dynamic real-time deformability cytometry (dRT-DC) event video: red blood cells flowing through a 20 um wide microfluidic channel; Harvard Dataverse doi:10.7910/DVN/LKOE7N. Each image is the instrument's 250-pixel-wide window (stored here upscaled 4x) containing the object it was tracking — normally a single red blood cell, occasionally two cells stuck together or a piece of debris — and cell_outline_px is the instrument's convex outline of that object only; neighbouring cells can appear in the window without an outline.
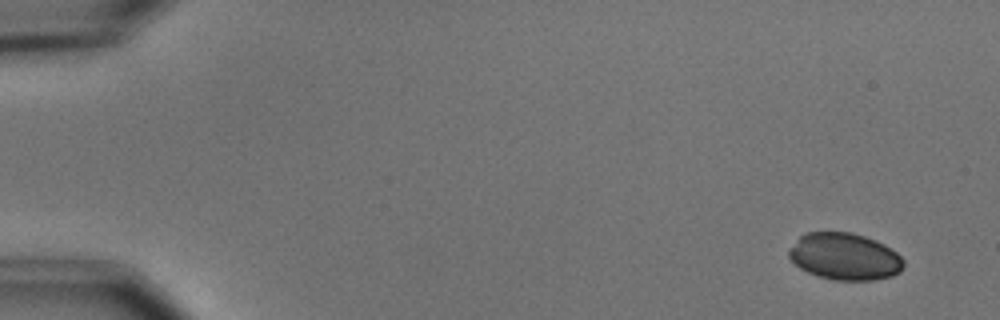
{"species": "common noctule bat (a hibernating species)", "species_latin": "Nyctalus noctula", "temperature_condition": "cold", "stored_images_in_passage": 4, "camera_frame_rate_fps": 3000, "um_per_image_px": 0.085, "animal": {"sex": "male", "body_mass_g": 15.6}, "frame": {"image": 1, "passage_image": 1, "time_ms": 0.0, "image_size_px": [1000, 320], "cell_outline_px": [[904, 268], [900, 272], [892, 276], [872, 280], [832, 280], [808, 272], [800, 268], [788, 256], [788, 252], [800, 236], [808, 232], [852, 232], [864, 236], [884, 244], [896, 252], [904, 260]], "centroid_in_image_um": [71.83, 21.81], "position_along_channel_um": 13.2, "area_um2": 31.21}}